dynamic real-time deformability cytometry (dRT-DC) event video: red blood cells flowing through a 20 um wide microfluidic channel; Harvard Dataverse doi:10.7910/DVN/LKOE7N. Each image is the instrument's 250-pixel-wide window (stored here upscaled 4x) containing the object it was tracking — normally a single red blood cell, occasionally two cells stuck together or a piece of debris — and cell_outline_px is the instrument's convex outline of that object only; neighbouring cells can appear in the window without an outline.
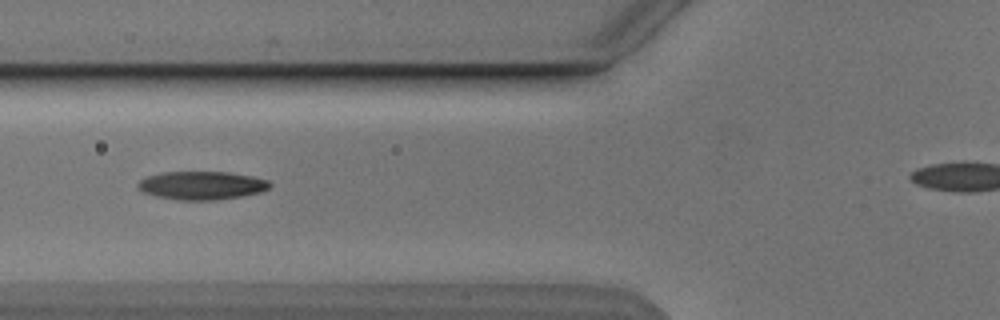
{"species": "Egyptian fruit bat (a non-hibernating species)", "species_latin": "Rousettus aegyptiacus", "temperature_condition": "cold", "stored_images_in_passage": 8, "camera_frame_rate_fps": 3000, "um_per_image_px": 0.085, "animal": {"sex": "male"}, "frame": {"image": 1, "passage_image": 7, "time_ms": 7.0, "image_size_px": [1000, 320], "cell_outline_px": [[272, 184], [268, 188], [260, 192], [240, 196], [216, 200], [176, 200], [156, 196], [144, 192], [136, 188], [136, 184], [140, 180], [148, 176], [164, 172], [228, 172], [252, 176], [268, 180]], "centroid_in_image_um": [17.12, 15.76], "position_along_channel_um": 108.7, "area_um2": 21.73}}